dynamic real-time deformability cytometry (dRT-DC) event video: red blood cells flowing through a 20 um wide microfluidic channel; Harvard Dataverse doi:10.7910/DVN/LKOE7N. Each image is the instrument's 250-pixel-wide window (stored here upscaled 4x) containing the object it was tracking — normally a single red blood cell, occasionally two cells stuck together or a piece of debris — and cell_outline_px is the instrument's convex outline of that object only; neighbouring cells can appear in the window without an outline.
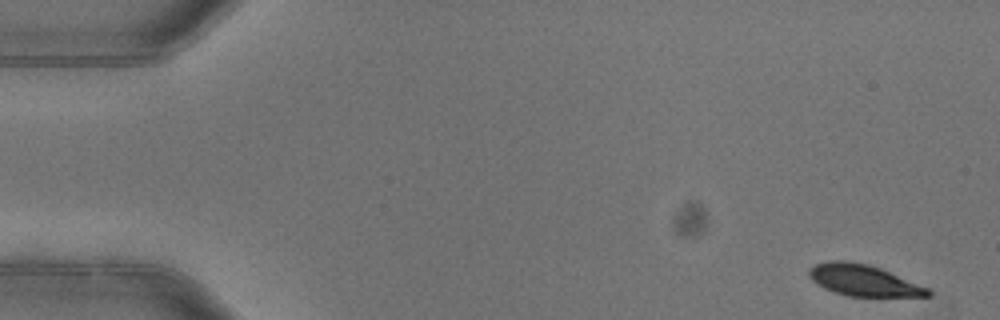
{"species": "common noctule bat (a hibernating species)", "species_latin": "Nyctalus noctula", "temperature_condition": "warm", "stored_images_in_passage": 6, "camera_frame_rate_fps": 3000, "um_per_image_px": 0.085, "animal": {"sex": "female"}, "frame": {"image": 1, "passage_image": 1, "time_ms": 0.0, "image_size_px": [1000, 320], "cell_outline_px": [[932, 296], [848, 296], [824, 288], [816, 284], [808, 276], [808, 268], [816, 264], [828, 260], [848, 260], [868, 264], [880, 268], [928, 288], [932, 292]], "centroid_in_image_um": [73.35, 23.81], "position_along_channel_um": 11.7, "area_um2": 21.62}}
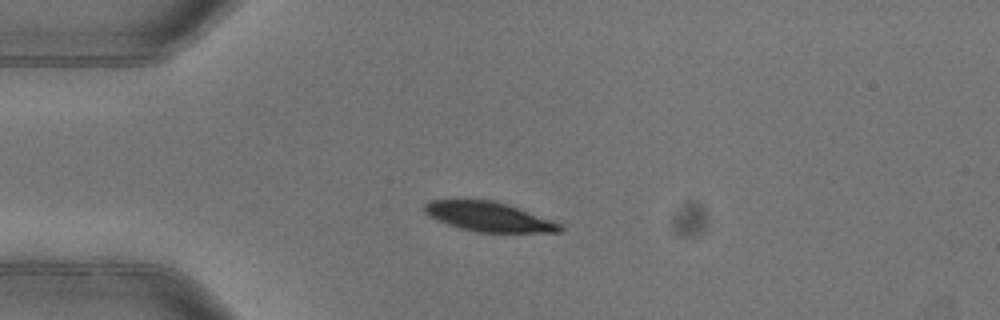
{"frame": {"image": 2, "passage_image": 4, "time_ms": 1.0, "image_size_px": [1000, 320], "cell_outline_px": [[564, 228], [560, 232], [476, 232], [448, 224], [428, 216], [424, 212], [424, 204], [432, 200], [492, 200], [508, 204], [564, 224]], "centroid_in_image_um": [41.59, 18.42], "position_along_channel_um": 43.4, "area_um2": 23.24}}